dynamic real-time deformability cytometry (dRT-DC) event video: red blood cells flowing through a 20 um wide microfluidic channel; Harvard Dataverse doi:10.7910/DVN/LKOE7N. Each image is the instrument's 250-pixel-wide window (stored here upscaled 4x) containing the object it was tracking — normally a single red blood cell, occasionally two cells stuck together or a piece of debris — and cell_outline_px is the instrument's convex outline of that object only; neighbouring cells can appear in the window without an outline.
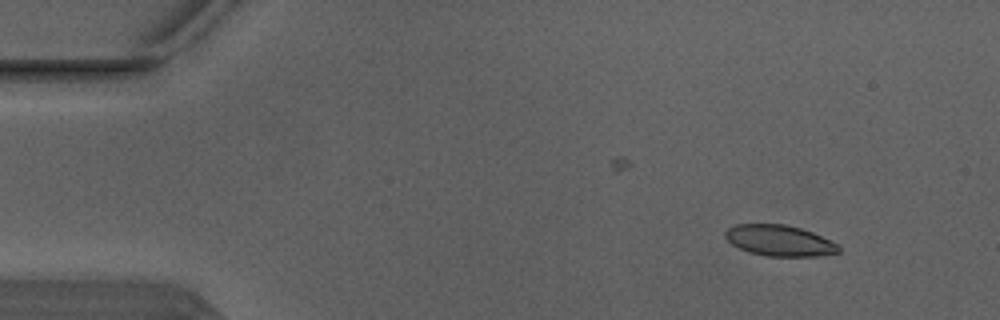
{"species": "Egyptian fruit bat (a non-hibernating species)", "species_latin": "Rousettus aegyptiacus", "temperature_condition": "warm", "stored_images_in_passage": 6, "camera_frame_rate_fps": 3000, "um_per_image_px": 0.085, "animal": {"sex": "male"}, "frame": {"image": 1, "passage_image": 3, "time_ms": 0.667, "image_size_px": [1000, 320], "cell_outline_px": [[840, 252], [824, 256], [768, 256], [752, 252], [740, 248], [732, 244], [724, 236], [724, 232], [728, 228], [736, 224], [784, 224], [800, 228], [812, 232], [840, 244]], "centroid_in_image_um": [66.3, 20.45], "position_along_channel_um": 18.7, "area_um2": 20.46}}